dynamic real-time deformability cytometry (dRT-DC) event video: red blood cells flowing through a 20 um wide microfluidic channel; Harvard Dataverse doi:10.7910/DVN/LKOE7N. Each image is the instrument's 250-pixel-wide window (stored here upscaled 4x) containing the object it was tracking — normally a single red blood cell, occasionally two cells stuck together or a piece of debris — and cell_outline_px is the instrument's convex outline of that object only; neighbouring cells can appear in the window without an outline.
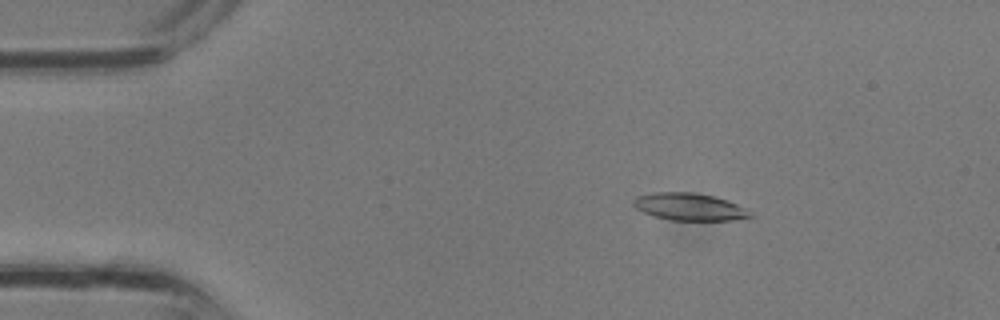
{"species": "common noctule bat (a hibernating species)", "species_latin": "Nyctalus noctula", "temperature_condition": "room temperature", "stored_images_in_passage": 34, "camera_frame_rate_fps": 3000, "um_per_image_px": 0.085, "animal": {"sex": "male", "body_mass_g": 13.3}, "frame": {"image": 1, "passage_image": 5, "time_ms": 1.333, "image_size_px": [1000, 320], "cell_outline_px": [[752, 216], [732, 220], [672, 220], [652, 216], [636, 208], [632, 204], [632, 200], [636, 196], [652, 192], [692, 192], [712, 196], [728, 200], [744, 208]], "centroid_in_image_um": [58.52, 17.57], "position_along_channel_um": 26.5, "area_um2": 18.44}}
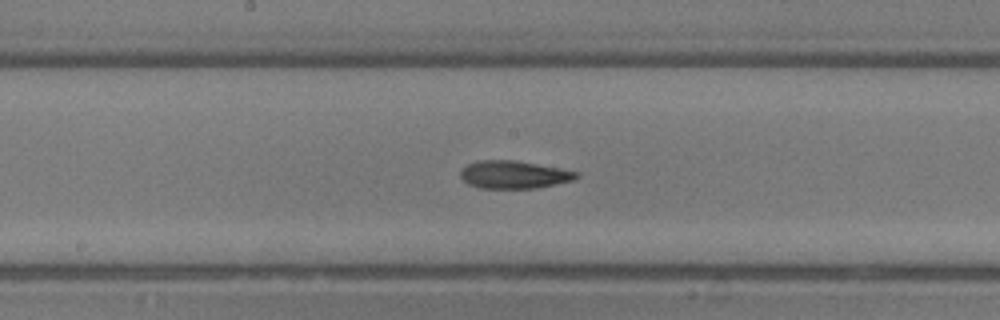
{"frame": {"image": 2, "passage_image": 17, "time_ms": 5.333, "image_size_px": [1000, 320], "cell_outline_px": [[580, 176], [576, 180], [536, 188], [480, 188], [468, 184], [460, 176], [460, 172], [468, 164], [480, 160], [516, 160], [560, 168], [580, 172]], "centroid_in_image_um": [43.74, 14.84], "position_along_channel_um": 204.5, "area_um2": 18.84}}
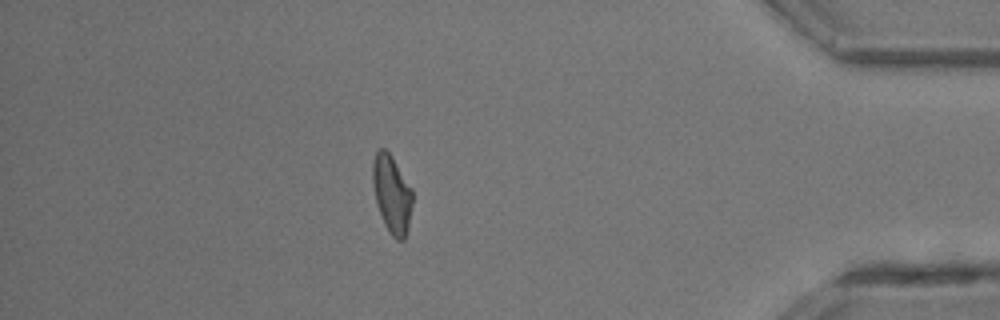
{"frame": {"image": 3, "passage_image": 29, "time_ms": 9.333, "image_size_px": [1000, 320], "cell_outline_px": [[412, 204], [408, 228], [404, 240], [396, 240], [388, 232], [384, 224], [376, 200], [372, 184], [372, 164], [376, 152], [380, 148], [384, 148], [392, 156], [412, 188]], "centroid_in_image_um": [33.31, 16.5], "position_along_channel_um": 401.9, "area_um2": 18.09}}